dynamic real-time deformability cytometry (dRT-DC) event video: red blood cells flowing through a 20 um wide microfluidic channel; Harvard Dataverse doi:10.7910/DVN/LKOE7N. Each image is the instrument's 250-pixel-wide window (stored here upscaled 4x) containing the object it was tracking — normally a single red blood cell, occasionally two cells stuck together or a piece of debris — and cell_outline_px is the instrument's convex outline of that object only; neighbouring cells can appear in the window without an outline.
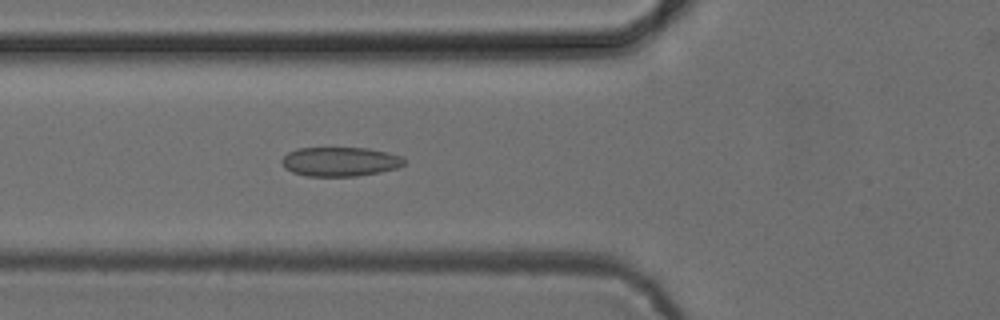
{"species": "common noctule bat (a hibernating species)", "species_latin": "Nyctalus noctula", "temperature_condition": "cold", "stored_images_in_passage": 30, "camera_frame_rate_fps": 3000, "um_per_image_px": 0.085, "animal": {"sex": "female", "body_mass_g": 24.6, "forearm_length_mm": 56.2}, "frame": {"image": 1, "passage_image": 7, "time_ms": 2.0, "image_size_px": [1000, 320], "cell_outline_px": [[404, 164], [396, 168], [380, 172], [356, 176], [308, 176], [292, 172], [284, 168], [280, 160], [288, 152], [296, 148], [368, 148], [404, 156]], "centroid_in_image_um": [28.89, 13.73], "position_along_channel_um": 96.9, "area_um2": 20.92}}
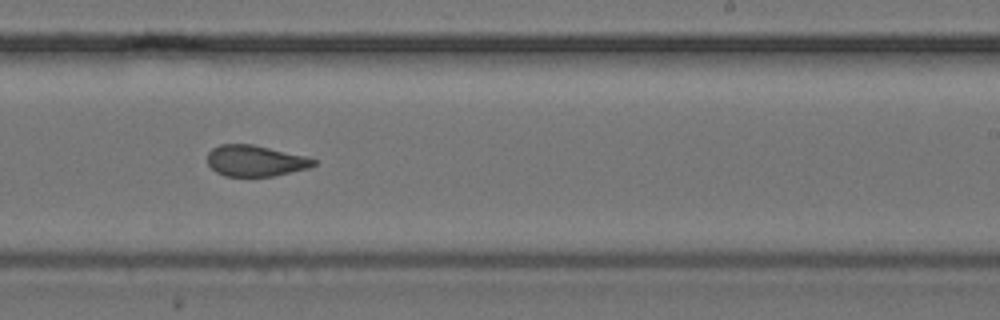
{"frame": {"image": 2, "passage_image": 20, "time_ms": 6.333, "image_size_px": [1000, 320], "cell_outline_px": [[316, 164], [308, 168], [272, 176], [224, 176], [216, 172], [208, 164], [208, 152], [212, 148], [220, 144], [252, 144], [304, 156], [316, 160]], "centroid_in_image_um": [21.66, 13.67], "position_along_channel_um": 267.3, "area_um2": 19.02}}
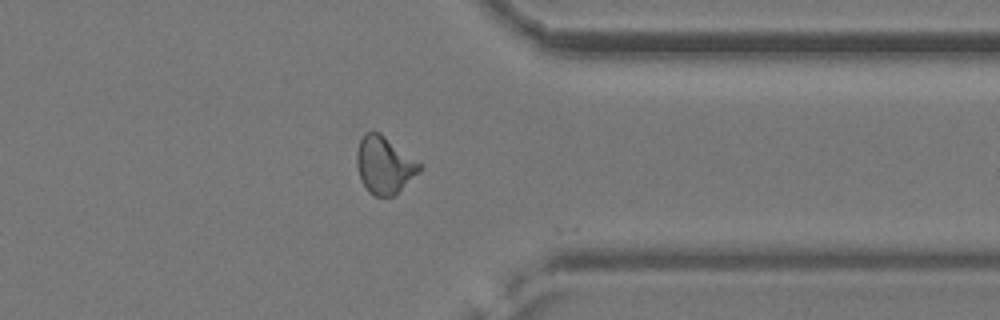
{"frame": {"image": 3, "passage_image": 29, "time_ms": 9.333, "image_size_px": [1000, 320], "cell_outline_px": [[424, 164], [392, 196], [372, 196], [368, 192], [360, 180], [356, 164], [356, 152], [360, 140], [364, 132], [380, 132]], "centroid_in_image_um": [32.62, 13.99], "position_along_channel_um": 378.8, "area_um2": 20.81}, "authors_computed_cell_mechanics": {"area_um2": 20.2011, "velocity_mm_per_s": 3.9263, "shape_relaxation_time_tau1_ms": 8.0458, "shape_relaxation_time_tau2_ms": 1.8279, "deformation_change_tau1": 0.1377, "deformation_change_tau2": 0.077}}